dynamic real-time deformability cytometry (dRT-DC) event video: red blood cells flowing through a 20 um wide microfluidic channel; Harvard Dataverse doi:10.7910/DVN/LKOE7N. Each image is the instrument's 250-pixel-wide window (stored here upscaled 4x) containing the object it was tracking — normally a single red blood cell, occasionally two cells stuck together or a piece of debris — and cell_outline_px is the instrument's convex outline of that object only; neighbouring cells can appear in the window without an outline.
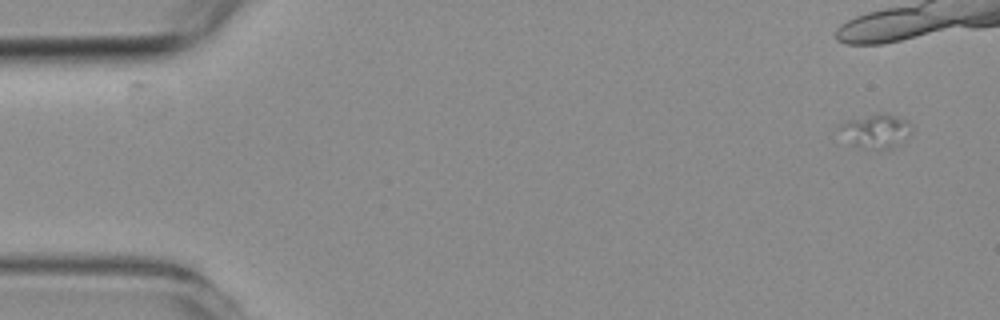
{"species": "common noctule bat (a hibernating species)", "species_latin": "Nyctalus noctula", "temperature_condition": "room temperature", "stored_images_in_passage": 5, "camera_frame_rate_fps": 3000, "um_per_image_px": 0.085, "animal": {"sex": "female", "body_mass_g": 19.3, "forearm_length_mm": 54.1}, "frame": {"image": 1, "passage_image": 1, "time_ms": 0.0, "image_size_px": [1000, 320], "cell_outline_px": [[912, 132], [908, 136], [892, 148], [880, 152], [852, 144], [840, 128], [840, 124], [848, 120], [880, 112], [884, 112], [896, 116], [912, 124]], "centroid_in_image_um": [74.52, 11.14], "position_along_channel_um": 10.5, "area_um2": 14.16}}